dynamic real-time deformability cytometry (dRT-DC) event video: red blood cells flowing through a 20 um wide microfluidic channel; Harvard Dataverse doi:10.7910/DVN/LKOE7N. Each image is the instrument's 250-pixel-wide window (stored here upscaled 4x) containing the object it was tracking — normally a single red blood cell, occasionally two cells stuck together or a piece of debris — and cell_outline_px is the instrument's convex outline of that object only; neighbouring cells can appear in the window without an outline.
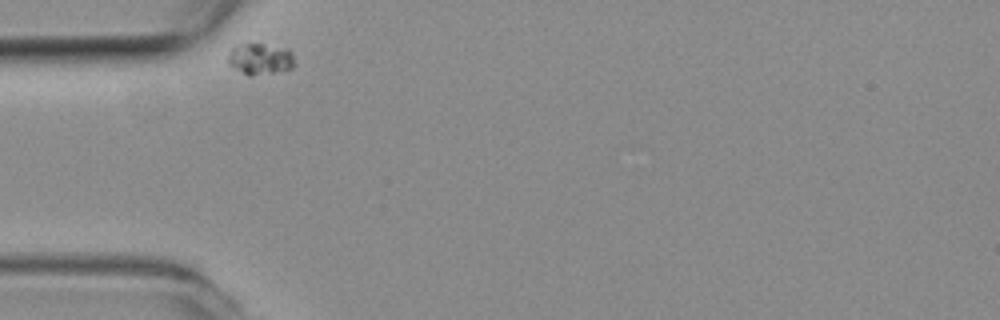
{"species": "common noctule bat (a hibernating species)", "species_latin": "Nyctalus noctula", "temperature_condition": "room temperature", "stored_images_in_passage": 35, "camera_frame_rate_fps": 3000, "um_per_image_px": 0.085, "animal": {"sex": "female", "body_mass_g": 19.3, "forearm_length_mm": 54.1}, "frame": {"image": 1, "passage_image": 1, "time_ms": 0.0, "image_size_px": [1000, 320], "cell_outline_px": [[296, 64], [292, 68], [252, 76], [248, 76], [228, 64], [228, 52], [236, 44], [264, 44], [288, 48], [292, 52]], "centroid_in_image_um": [22.12, 5.0], "position_along_channel_um": 62.9, "area_um2": 12.25}}
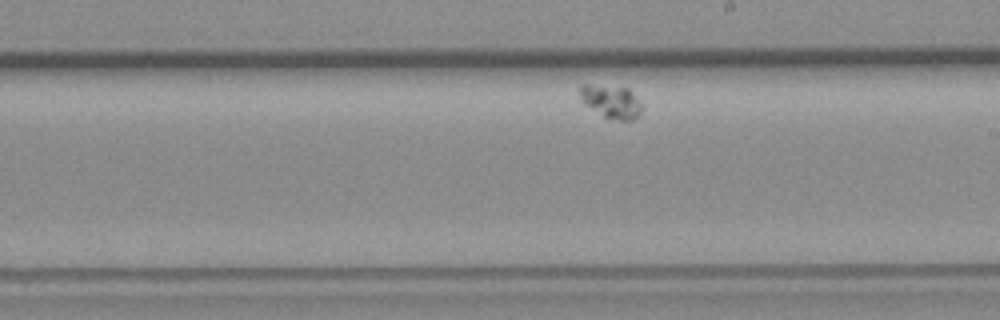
{"frame": {"image": 2, "passage_image": 20, "time_ms": 6.333, "image_size_px": [1000, 320], "cell_outline_px": [[644, 108], [632, 120], [620, 120], [604, 116], [584, 104], [580, 100], [580, 84], [588, 84], [628, 88], [640, 100]], "centroid_in_image_um": [51.96, 8.61], "position_along_channel_um": 237.0, "area_um2": 11.91}}
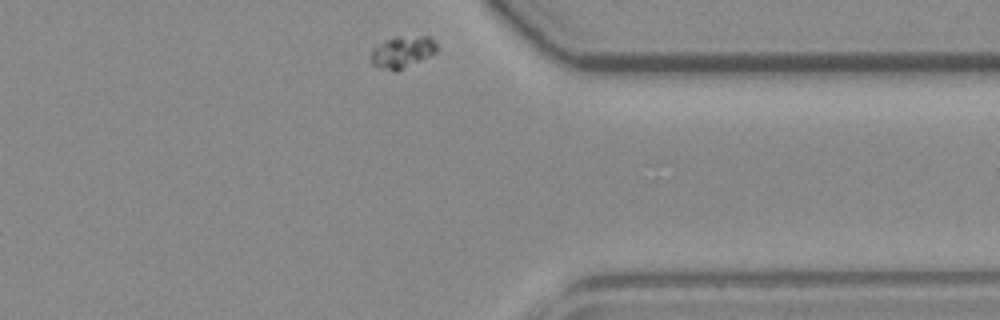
{"frame": {"image": 3, "passage_image": 35, "time_ms": 11.333, "image_size_px": [1000, 320], "cell_outline_px": [[436, 52], [396, 72], [392, 72], [376, 68], [372, 64], [372, 48], [384, 40], [396, 36], [432, 36], [436, 44]], "centroid_in_image_um": [34.16, 4.42], "position_along_channel_um": 377.2, "area_um2": 12.37}}